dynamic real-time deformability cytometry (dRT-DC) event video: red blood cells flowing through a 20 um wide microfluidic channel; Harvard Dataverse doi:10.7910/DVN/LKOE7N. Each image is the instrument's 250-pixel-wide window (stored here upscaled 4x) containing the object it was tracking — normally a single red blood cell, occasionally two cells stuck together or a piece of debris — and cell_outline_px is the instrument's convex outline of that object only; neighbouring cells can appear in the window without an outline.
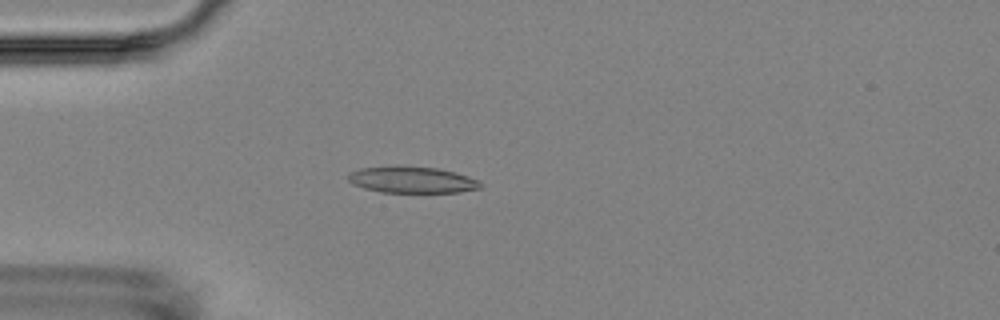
{"species": "Egyptian fruit bat (a non-hibernating species)", "species_latin": "Rousettus aegyptiacus", "temperature_condition": "room temperature", "stored_images_in_passage": 5, "camera_frame_rate_fps": 3000, "um_per_image_px": 0.085, "animal": {"sex": "female"}, "frame": {"image": 1, "passage_image": 4, "time_ms": 3.333, "image_size_px": [1000, 320], "cell_outline_px": [[480, 188], [460, 192], [380, 192], [364, 188], [352, 184], [348, 180], [348, 172], [360, 168], [440, 168], [456, 172], [468, 176], [476, 180], [480, 184]], "centroid_in_image_um": [35.01, 15.31], "position_along_channel_um": 50.0, "area_um2": 19.65}}